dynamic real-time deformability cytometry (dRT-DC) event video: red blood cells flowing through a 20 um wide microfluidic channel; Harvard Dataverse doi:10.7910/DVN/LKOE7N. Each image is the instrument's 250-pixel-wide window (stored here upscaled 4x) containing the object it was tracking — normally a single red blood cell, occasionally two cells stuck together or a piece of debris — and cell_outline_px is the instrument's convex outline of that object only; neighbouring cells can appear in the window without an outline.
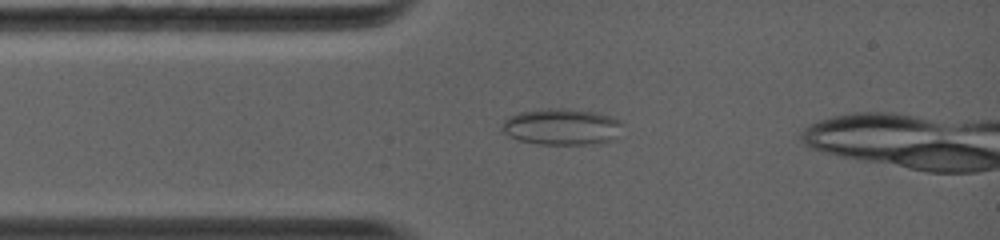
{"species": "common noctule bat (a hibernating species)", "species_latin": "Nyctalus noctula", "temperature_condition": "warm", "stored_images_in_passage": 25, "camera_frame_rate_fps": 5000, "um_per_image_px": 0.085, "animal": {"sex": "female", "body_mass_g": 19.0, "forearm_length_mm": 56.7}, "frame": {"image": 1, "passage_image": 5, "time_ms": 1.6, "image_size_px": [1000, 240], "cell_outline_px": [[624, 124], [616, 136], [604, 140], [588, 144], [540, 144], [520, 140], [504, 132], [500, 128], [500, 124], [508, 116], [520, 112], [548, 108], [568, 108], [596, 112], [620, 120]], "centroid_in_image_um": [47.7, 10.75], "position_along_channel_um": 37.3, "area_um2": 25.26}}
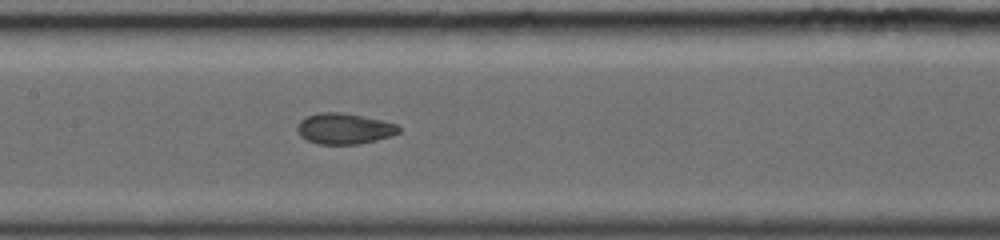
{"frame": {"image": 2, "passage_image": 12, "time_ms": 5.0, "image_size_px": [1000, 240], "cell_outline_px": [[400, 132], [392, 136], [360, 144], [316, 144], [300, 136], [296, 128], [300, 120], [308, 116], [320, 112], [340, 112], [380, 120], [396, 124], [400, 128]], "centroid_in_image_um": [29.25, 10.94], "position_along_channel_um": 178.2, "area_um2": 18.15}}
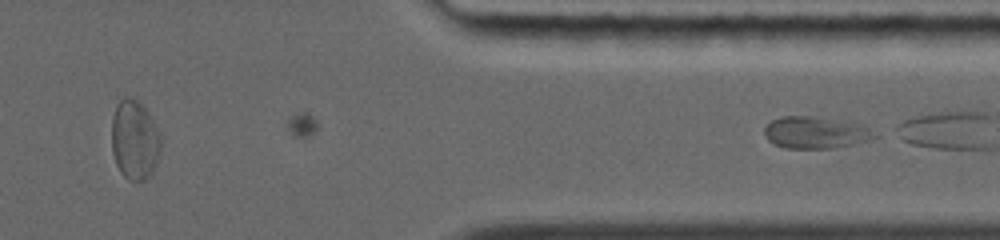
{"frame": {"image": 3, "passage_image": 25, "time_ms": 10.8, "image_size_px": [1000, 240], "cell_outline_px": [[880, 136], [852, 144], [832, 148], [784, 148], [772, 144], [768, 140], [764, 132], [764, 128], [772, 120], [780, 116], [812, 116], [860, 124], [868, 128]], "centroid_in_image_um": [69.27, 11.27], "position_along_channel_um": 342.1, "area_um2": 20.29}}